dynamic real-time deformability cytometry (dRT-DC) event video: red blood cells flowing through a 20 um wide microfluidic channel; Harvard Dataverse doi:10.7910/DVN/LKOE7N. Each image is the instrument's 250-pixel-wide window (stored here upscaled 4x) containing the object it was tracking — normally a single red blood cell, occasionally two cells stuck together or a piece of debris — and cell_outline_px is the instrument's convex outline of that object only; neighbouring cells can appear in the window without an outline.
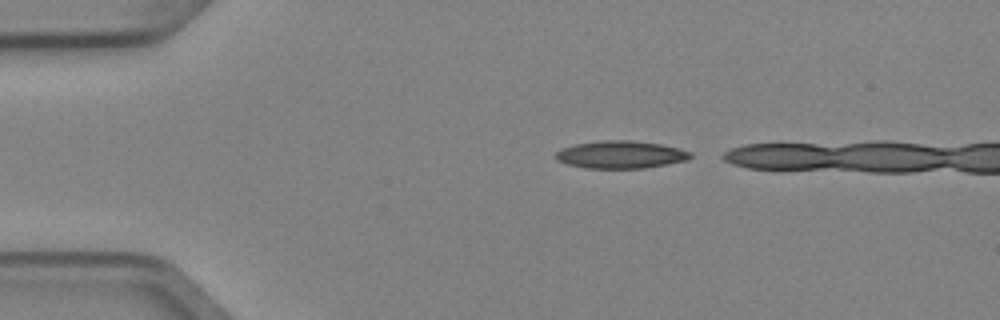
{"species": "Egyptian fruit bat (a non-hibernating species)", "species_latin": "Rousettus aegyptiacus", "temperature_condition": "cold", "stored_images_in_passage": 2, "camera_frame_rate_fps": 3000, "um_per_image_px": 0.085, "animal": {"sex": "female"}, "frame": {"image": 1, "passage_image": 1, "time_ms": 0.0, "image_size_px": [1000, 320], "cell_outline_px": [[692, 156], [688, 160], [644, 168], [584, 168], [568, 164], [556, 160], [556, 152], [564, 148], [576, 144], [604, 140], [628, 140], [660, 144], [680, 148], [692, 152]], "centroid_in_image_um": [52.79, 13.14], "position_along_channel_um": 32.2, "area_um2": 21.5}}